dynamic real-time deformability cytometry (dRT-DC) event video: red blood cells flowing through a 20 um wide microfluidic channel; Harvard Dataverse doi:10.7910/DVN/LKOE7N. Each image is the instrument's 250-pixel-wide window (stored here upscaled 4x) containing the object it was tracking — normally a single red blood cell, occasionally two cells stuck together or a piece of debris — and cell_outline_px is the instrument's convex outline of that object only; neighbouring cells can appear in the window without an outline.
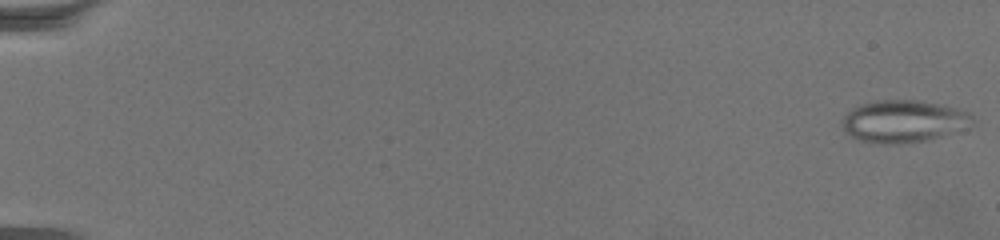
{"species": "common noctule bat (a hibernating species)", "species_latin": "Nyctalus noctula", "temperature_condition": "warm", "stored_images_in_passage": 69, "camera_frame_rate_fps": 3000, "um_per_image_px": 0.085, "animal": {"sex": "female", "body_mass_g": 19.5, "forearm_length_mm": 54.1}, "frame": {"image": 1, "passage_image": 1, "time_ms": 0.0, "image_size_px": [1000, 240], "cell_outline_px": [[976, 120], [968, 128], [928, 140], [896, 144], [880, 144], [860, 140], [844, 132], [840, 124], [840, 120], [852, 108], [876, 100], [916, 100], [956, 108], [968, 112]], "centroid_in_image_um": [76.79, 10.32], "position_along_channel_um": 8.2, "area_um2": 32.19}}
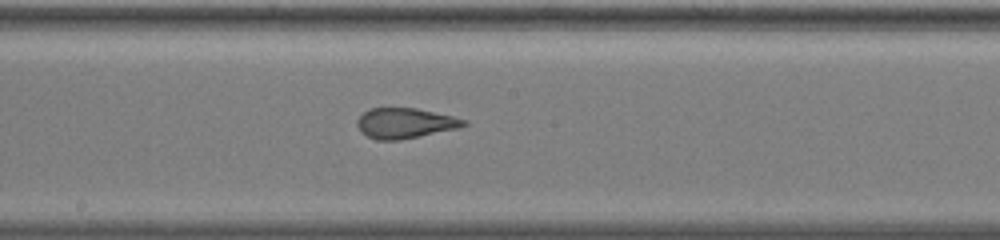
{"frame": {"image": 2, "passage_image": 40, "time_ms": 13.0, "image_size_px": [1000, 240], "cell_outline_px": [[468, 124], [456, 128], [400, 140], [376, 140], [360, 132], [356, 124], [356, 120], [368, 108], [416, 108], [452, 116], [468, 120]], "centroid_in_image_um": [34.38, 10.46], "position_along_channel_um": 213.8, "area_um2": 18.73}}
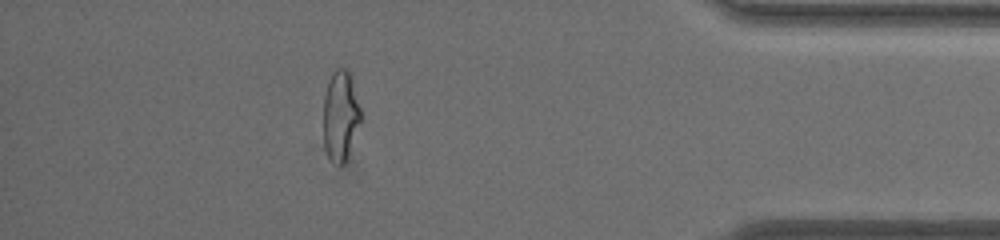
{"frame": {"image": 3, "passage_image": 62, "time_ms": 20.333, "image_size_px": [1000, 240], "cell_outline_px": [[360, 120], [344, 164], [340, 164], [332, 160], [328, 156], [324, 148], [324, 96], [332, 72], [336, 68], [348, 68], [352, 76], [360, 108]], "centroid_in_image_um": [28.93, 9.77], "position_along_channel_um": 406.3, "area_um2": 19.31}, "authors_computed_cell_mechanics": {"area_um2": 20.7502, "velocity_mm_per_s": 3.1048, "shape_relaxation_time_tau1_ms": null, "shape_relaxation_time_tau2_ms": 1.0813, "deformation_change_tau1": null, "deformation_change_tau2": 0.089}}